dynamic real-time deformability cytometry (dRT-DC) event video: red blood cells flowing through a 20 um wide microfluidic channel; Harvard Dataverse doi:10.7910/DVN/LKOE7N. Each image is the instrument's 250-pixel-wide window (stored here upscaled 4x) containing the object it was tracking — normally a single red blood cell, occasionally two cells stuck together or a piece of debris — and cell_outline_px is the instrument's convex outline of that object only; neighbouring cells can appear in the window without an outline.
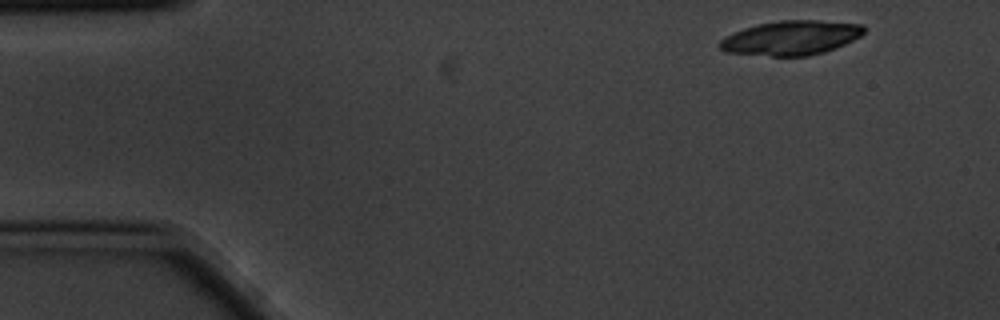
{"species": "common noctule bat (a hibernating species)", "species_latin": "Nyctalus noctula", "temperature_condition": "cold", "stored_images_in_passage": 3, "camera_frame_rate_fps": 3000, "um_per_image_px": 0.085, "animal": {"sex": "male", "body_mass_g": 20.1, "forearm_length_mm": 53.5}, "frame": {"image": 1, "passage_image": 1, "time_ms": 0.0, "image_size_px": [1000, 320], "cell_outline_px": [[864, 32], [860, 36], [836, 48], [824, 52], [808, 56], [772, 56], [724, 52], [716, 48], [716, 44], [724, 36], [732, 32], [744, 28], [760, 24], [780, 20], [820, 20], [864, 24]], "centroid_in_image_um": [67.19, 3.22], "position_along_channel_um": 17.8, "area_um2": 29.19}}